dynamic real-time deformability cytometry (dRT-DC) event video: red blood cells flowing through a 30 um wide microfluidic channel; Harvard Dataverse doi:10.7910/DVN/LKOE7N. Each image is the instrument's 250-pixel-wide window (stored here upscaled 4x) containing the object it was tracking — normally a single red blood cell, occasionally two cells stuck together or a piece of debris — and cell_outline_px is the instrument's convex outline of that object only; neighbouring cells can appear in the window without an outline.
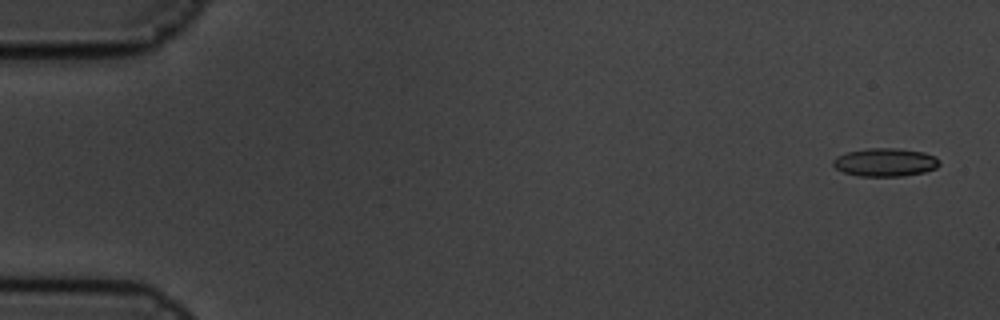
{"species": "common noctule bat (a hibernating species)", "species_latin": "Nyctalus noctula", "temperature_condition": "cold", "stored_images_in_passage": 12, "camera_frame_rate_fps": 3000, "um_per_image_px": 0.085, "animal": {"sex": "male", "body_mass_g": 19.5, "forearm_length_mm": 54.6}, "frame": {"image": 1, "passage_image": 3, "time_ms": 0.667, "image_size_px": [1000, 320], "cell_outline_px": [[940, 164], [936, 168], [924, 172], [904, 176], [860, 176], [844, 172], [836, 168], [832, 164], [832, 160], [836, 156], [848, 152], [868, 148], [896, 148], [924, 152], [936, 156], [940, 160]], "centroid_in_image_um": [75.26, 13.79], "position_along_channel_um": 9.7, "area_um2": 17.57}}